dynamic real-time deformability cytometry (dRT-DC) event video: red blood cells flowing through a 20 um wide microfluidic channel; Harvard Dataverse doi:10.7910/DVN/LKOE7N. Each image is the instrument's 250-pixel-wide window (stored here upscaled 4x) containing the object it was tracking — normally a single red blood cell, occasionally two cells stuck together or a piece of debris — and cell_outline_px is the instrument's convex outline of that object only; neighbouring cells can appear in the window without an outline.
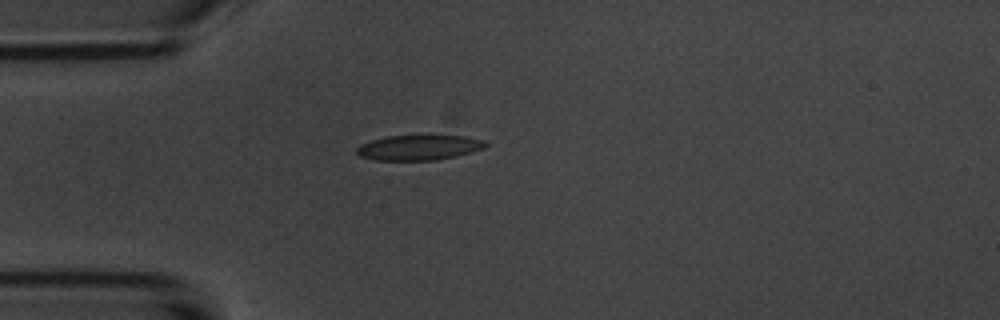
{"species": "common noctule bat (a hibernating species)", "species_latin": "Nyctalus noctula", "temperature_condition": "room temperature", "stored_images_in_passage": 35, "camera_frame_rate_fps": 3000, "um_per_image_px": 0.085, "animal": {"sex": "male", "body_mass_g": 20.1, "forearm_length_mm": 53.5}, "frame": {"image": 1, "passage_image": 1, "time_ms": 0.0, "image_size_px": [1000, 320], "cell_outline_px": [[488, 144], [484, 148], [456, 156], [436, 160], [376, 160], [360, 156], [356, 152], [356, 148], [360, 144], [372, 140], [388, 136], [464, 136], [484, 140]], "centroid_in_image_um": [35.6, 12.54], "position_along_channel_um": 49.4, "area_um2": 18.67}}
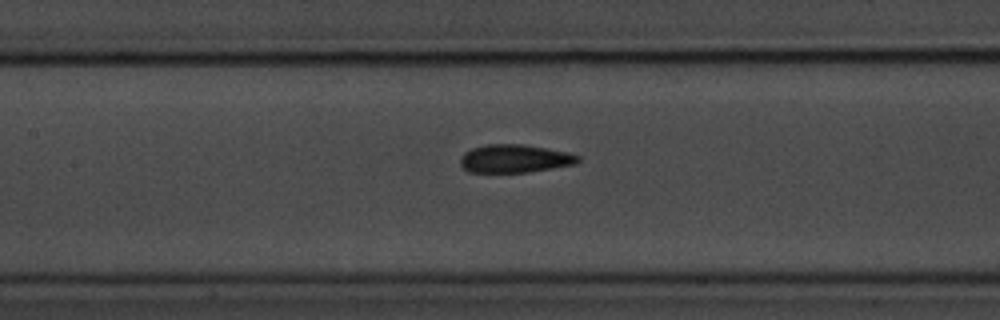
{"frame": {"image": 2, "passage_image": 11, "time_ms": 3.333, "image_size_px": [1000, 320], "cell_outline_px": [[580, 160], [576, 164], [528, 172], [468, 172], [460, 164], [460, 156], [464, 152], [472, 148], [484, 144], [524, 144], [568, 152], [580, 156]], "centroid_in_image_um": [43.74, 13.47], "position_along_channel_um": 163.7, "area_um2": 19.42}}
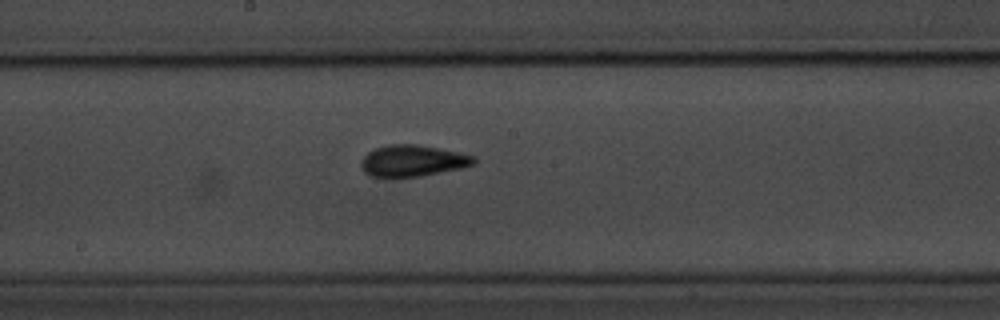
{"frame": {"image": 3, "passage_image": 15, "time_ms": 4.667, "image_size_px": [1000, 320], "cell_outline_px": [[476, 164], [460, 168], [420, 176], [372, 176], [364, 172], [360, 168], [360, 160], [368, 152], [376, 148], [388, 144], [420, 144], [476, 156]], "centroid_in_image_um": [35.07, 13.65], "position_along_channel_um": 213.1, "area_um2": 20.58}, "authors_computed_cell_mechanics": {"area_um2": 19.1896, "velocity_mm_per_s": 3.7238, "shape_relaxation_time_tau1_ms": 3.3874, "shape_relaxation_time_tau2_ms": 2.1309, "deformation_change_tau1": 0.1396, "deformation_change_tau2": 0.0869}}